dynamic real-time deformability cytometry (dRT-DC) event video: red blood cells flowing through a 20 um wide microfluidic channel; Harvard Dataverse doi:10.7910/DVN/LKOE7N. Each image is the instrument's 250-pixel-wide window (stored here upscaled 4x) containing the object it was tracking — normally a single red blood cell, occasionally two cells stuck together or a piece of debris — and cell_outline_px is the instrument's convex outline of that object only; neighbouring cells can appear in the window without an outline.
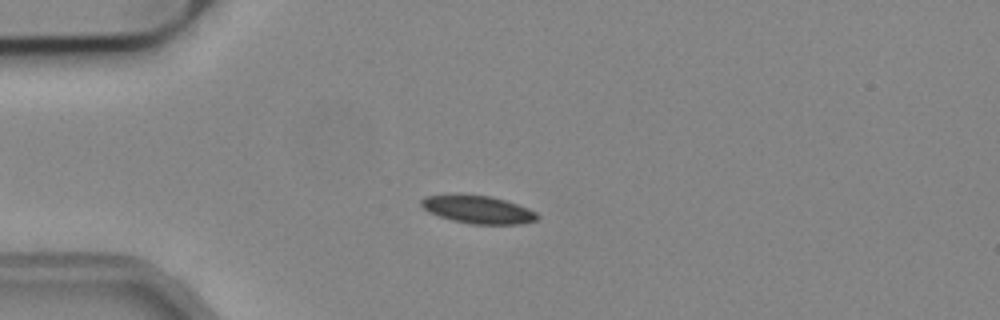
{"species": "common noctule bat (a hibernating species)", "species_latin": "Nyctalus noctula", "temperature_condition": "cold", "stored_images_in_passage": 50, "camera_frame_rate_fps": 3000, "um_per_image_px": 0.085, "animal": {"sex": "male", "body_mass_g": 19.2, "forearm_length_mm": 51.8}, "frame": {"image": 1, "passage_image": 14, "time_ms": 4.333, "image_size_px": [1000, 320], "cell_outline_px": [[540, 216], [536, 220], [520, 224], [472, 224], [452, 220], [428, 212], [420, 204], [420, 200], [424, 196], [460, 192], [492, 196], [528, 208], [536, 212]], "centroid_in_image_um": [40.57, 17.77], "position_along_channel_um": 44.4, "area_um2": 19.31}}
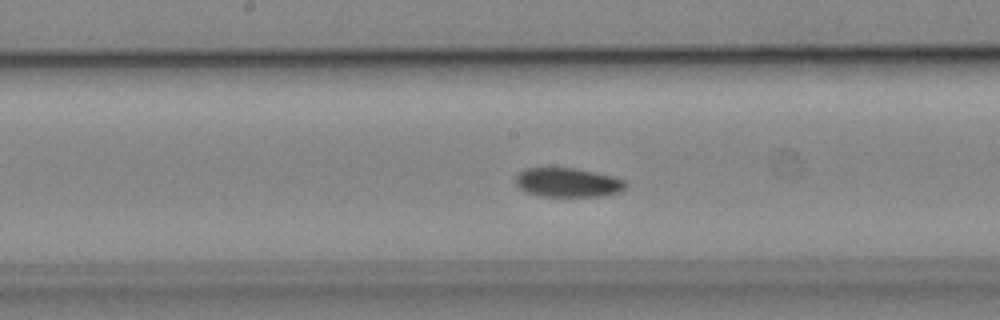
{"frame": {"image": 2, "passage_image": 28, "time_ms": 9.0, "image_size_px": [1000, 320], "cell_outline_px": [[624, 188], [620, 192], [596, 196], [540, 196], [528, 192], [520, 188], [516, 184], [516, 176], [524, 168], [576, 168], [612, 176], [624, 180]], "centroid_in_image_um": [48.23, 15.5], "position_along_channel_um": 200.0, "area_um2": 18.38}}
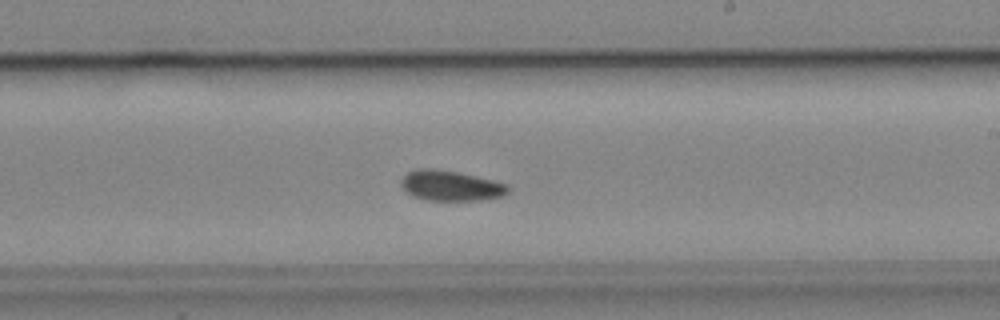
{"frame": {"image": 3, "passage_image": 32, "time_ms": 10.333, "image_size_px": [1000, 320], "cell_outline_px": [[512, 188], [504, 196], [480, 200], [424, 200], [412, 196], [400, 184], [400, 180], [408, 172], [416, 168], [432, 168], [456, 172], [476, 176], [508, 184]], "centroid_in_image_um": [38.32, 15.78], "position_along_channel_um": 250.7, "area_um2": 18.96}}